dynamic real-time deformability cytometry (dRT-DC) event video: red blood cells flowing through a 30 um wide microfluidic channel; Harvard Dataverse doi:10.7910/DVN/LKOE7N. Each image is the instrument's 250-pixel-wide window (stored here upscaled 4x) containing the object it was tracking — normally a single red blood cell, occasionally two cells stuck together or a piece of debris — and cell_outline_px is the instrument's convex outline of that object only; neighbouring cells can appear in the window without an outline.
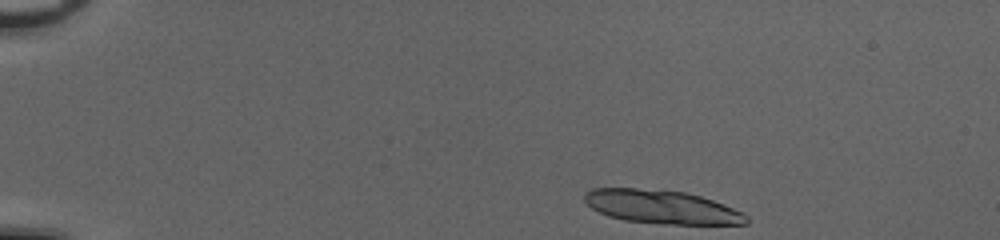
{"species": "common noctule bat (a hibernating species)", "species_latin": "Nyctalus noctula", "temperature_condition": "cold", "stored_images_in_passage": 43, "segment_of_instrument_passage": [1, 2], "camera_frame_rate_fps": 3000, "um_per_image_px": 0.085, "animal": {"sex": "female", "body_mass_g": 20.0, "forearm_length_mm": 54.0}, "frame": {"image": 1, "passage_image": 1, "time_ms": 0.0, "image_size_px": [1000, 240], "cell_outline_px": [[748, 224], [660, 224], [624, 220], [608, 216], [592, 208], [584, 200], [584, 192], [592, 188], [636, 188], [684, 192], [700, 196], [712, 200], [744, 212], [748, 216]], "centroid_in_image_um": [56.24, 17.59], "position_along_channel_um": 28.8, "area_um2": 31.62}}